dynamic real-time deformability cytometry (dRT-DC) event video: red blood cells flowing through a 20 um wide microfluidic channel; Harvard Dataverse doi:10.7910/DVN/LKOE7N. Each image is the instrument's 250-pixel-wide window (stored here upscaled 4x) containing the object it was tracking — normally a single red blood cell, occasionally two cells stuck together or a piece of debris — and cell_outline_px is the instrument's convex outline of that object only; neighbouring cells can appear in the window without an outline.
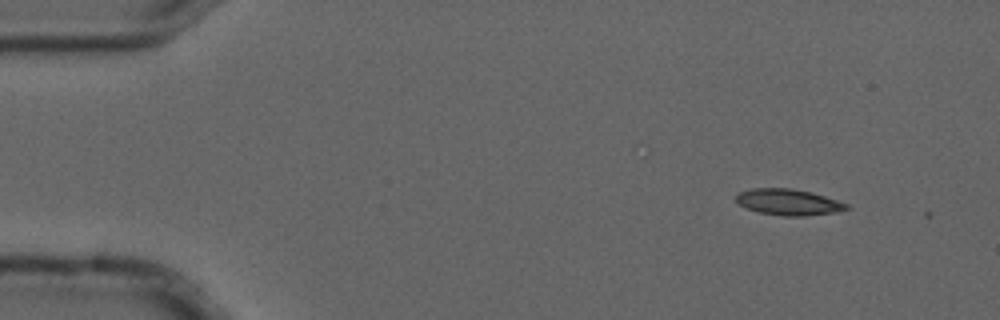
{"species": "common noctule bat (a hibernating species)", "species_latin": "Nyctalus noctula", "temperature_condition": "cold", "stored_images_in_passage": 6, "camera_frame_rate_fps": 3000, "um_per_image_px": 0.085, "animal": {"sex": "male", "forearm_length_mm": 52.5}, "frame": {"image": 1, "passage_image": 1, "time_ms": 0.0, "image_size_px": [1000, 320], "cell_outline_px": [[852, 208], [836, 212], [804, 216], [784, 216], [760, 212], [744, 208], [736, 200], [736, 196], [740, 192], [752, 188], [792, 188], [812, 192], [848, 204]], "centroid_in_image_um": [67.03, 17.18], "position_along_channel_um": 18.0, "area_um2": 16.82}}
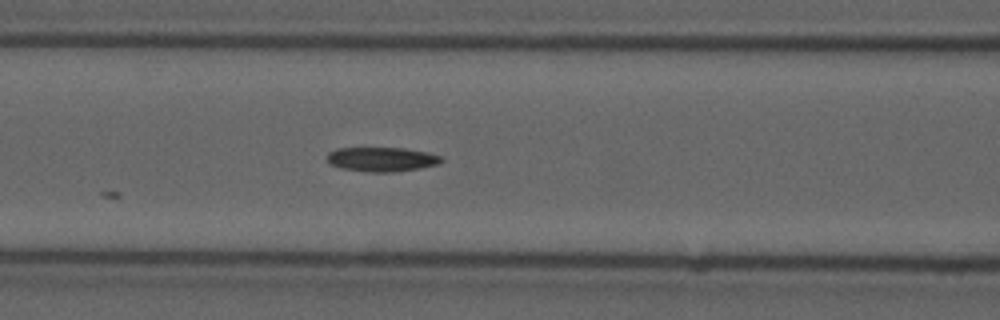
{"frame": {"image": 2, "passage_image": 6, "time_ms": 1.667, "image_size_px": [1000, 320], "cell_outline_px": [[444, 160], [436, 164], [420, 168], [392, 172], [368, 172], [340, 168], [328, 164], [328, 152], [336, 148], [404, 148], [428, 152], [440, 156]], "centroid_in_image_um": [32.41, 13.54], "position_along_channel_um": 134.2, "area_um2": 16.24}}